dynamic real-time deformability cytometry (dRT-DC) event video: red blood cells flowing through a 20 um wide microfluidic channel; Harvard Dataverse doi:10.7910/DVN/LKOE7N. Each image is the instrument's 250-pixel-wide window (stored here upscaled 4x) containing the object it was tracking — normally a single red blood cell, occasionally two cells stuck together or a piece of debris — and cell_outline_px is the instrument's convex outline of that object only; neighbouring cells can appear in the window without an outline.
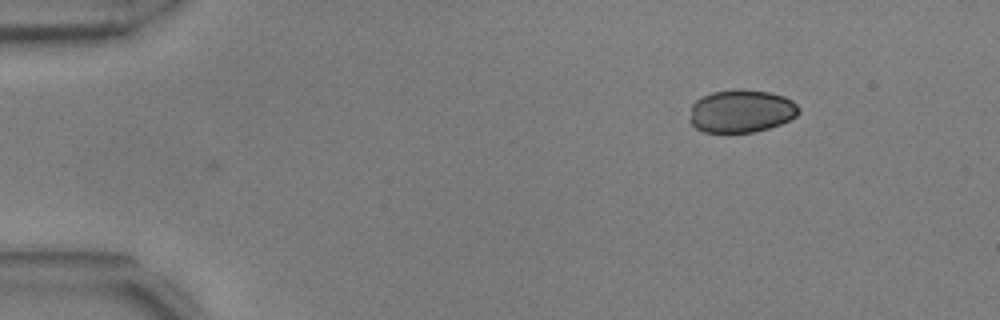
{"species": "common noctule bat (a hibernating species)", "species_latin": "Nyctalus noctula", "temperature_condition": "warm", "stored_images_in_passage": 5, "camera_frame_rate_fps": 3000, "um_per_image_px": 0.085, "animal": {"sex": "male", "body_mass_g": 17.9, "forearm_length_mm": 54.2}, "frame": {"image": 1, "passage_image": 5, "time_ms": 1.333, "image_size_px": [1000, 320], "cell_outline_px": [[800, 112], [796, 116], [780, 124], [768, 128], [752, 132], [704, 132], [696, 128], [688, 120], [692, 104], [696, 100], [712, 92], [740, 88], [744, 88], [768, 92], [784, 96], [792, 100], [800, 108]], "centroid_in_image_um": [63.0, 9.43], "position_along_channel_um": 22.0, "area_um2": 27.4}}